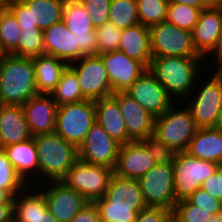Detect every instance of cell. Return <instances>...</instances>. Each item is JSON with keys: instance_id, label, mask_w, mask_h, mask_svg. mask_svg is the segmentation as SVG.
Listing matches in <instances>:
<instances>
[{"instance_id": "6da1fadb", "label": "cell", "mask_w": 222, "mask_h": 222, "mask_svg": "<svg viewBox=\"0 0 222 222\" xmlns=\"http://www.w3.org/2000/svg\"><path fill=\"white\" fill-rule=\"evenodd\" d=\"M101 222H135L137 214L147 207L138 179L112 174L105 195L94 201Z\"/></svg>"}, {"instance_id": "7a4b0ae2", "label": "cell", "mask_w": 222, "mask_h": 222, "mask_svg": "<svg viewBox=\"0 0 222 222\" xmlns=\"http://www.w3.org/2000/svg\"><path fill=\"white\" fill-rule=\"evenodd\" d=\"M202 57H153L149 71L174 101L183 102L192 92L201 74ZM176 98V99H175ZM183 99V100H182Z\"/></svg>"}, {"instance_id": "3957f363", "label": "cell", "mask_w": 222, "mask_h": 222, "mask_svg": "<svg viewBox=\"0 0 222 222\" xmlns=\"http://www.w3.org/2000/svg\"><path fill=\"white\" fill-rule=\"evenodd\" d=\"M37 95L32 57L8 54L0 62V104L22 106Z\"/></svg>"}, {"instance_id": "277c9868", "label": "cell", "mask_w": 222, "mask_h": 222, "mask_svg": "<svg viewBox=\"0 0 222 222\" xmlns=\"http://www.w3.org/2000/svg\"><path fill=\"white\" fill-rule=\"evenodd\" d=\"M33 139L38 154L39 181L41 179L42 183L61 181L79 160L78 147L56 132L37 135Z\"/></svg>"}, {"instance_id": "5b68a950", "label": "cell", "mask_w": 222, "mask_h": 222, "mask_svg": "<svg viewBox=\"0 0 222 222\" xmlns=\"http://www.w3.org/2000/svg\"><path fill=\"white\" fill-rule=\"evenodd\" d=\"M184 103L173 104L166 112L154 119V134L159 141L177 152L186 151L198 127ZM181 108V109H180ZM179 109V110H178Z\"/></svg>"}, {"instance_id": "8992f818", "label": "cell", "mask_w": 222, "mask_h": 222, "mask_svg": "<svg viewBox=\"0 0 222 222\" xmlns=\"http://www.w3.org/2000/svg\"><path fill=\"white\" fill-rule=\"evenodd\" d=\"M210 72L213 74L209 79L208 76L206 77L208 81L201 82V84L196 82L195 93L192 92L190 94L192 97L188 96L184 100V102H188L187 108L198 128L214 127L222 109V73L213 72L211 69ZM196 89H198L197 93Z\"/></svg>"}, {"instance_id": "52a82bcc", "label": "cell", "mask_w": 222, "mask_h": 222, "mask_svg": "<svg viewBox=\"0 0 222 222\" xmlns=\"http://www.w3.org/2000/svg\"><path fill=\"white\" fill-rule=\"evenodd\" d=\"M95 122L94 101L64 104L57 107L55 132L79 148Z\"/></svg>"}, {"instance_id": "ba28073f", "label": "cell", "mask_w": 222, "mask_h": 222, "mask_svg": "<svg viewBox=\"0 0 222 222\" xmlns=\"http://www.w3.org/2000/svg\"><path fill=\"white\" fill-rule=\"evenodd\" d=\"M217 165L214 162L191 156L186 151L177 152L172 163L176 201L190 197L206 179L216 172Z\"/></svg>"}, {"instance_id": "9c48e42d", "label": "cell", "mask_w": 222, "mask_h": 222, "mask_svg": "<svg viewBox=\"0 0 222 222\" xmlns=\"http://www.w3.org/2000/svg\"><path fill=\"white\" fill-rule=\"evenodd\" d=\"M153 57H201L194 45L192 33L163 21L149 27Z\"/></svg>"}, {"instance_id": "30bf717a", "label": "cell", "mask_w": 222, "mask_h": 222, "mask_svg": "<svg viewBox=\"0 0 222 222\" xmlns=\"http://www.w3.org/2000/svg\"><path fill=\"white\" fill-rule=\"evenodd\" d=\"M112 174L109 167L78 160L61 181L94 202L105 195Z\"/></svg>"}, {"instance_id": "8fae6325", "label": "cell", "mask_w": 222, "mask_h": 222, "mask_svg": "<svg viewBox=\"0 0 222 222\" xmlns=\"http://www.w3.org/2000/svg\"><path fill=\"white\" fill-rule=\"evenodd\" d=\"M145 204L173 211L176 204L172 163L155 165L138 179Z\"/></svg>"}, {"instance_id": "7c38bea8", "label": "cell", "mask_w": 222, "mask_h": 222, "mask_svg": "<svg viewBox=\"0 0 222 222\" xmlns=\"http://www.w3.org/2000/svg\"><path fill=\"white\" fill-rule=\"evenodd\" d=\"M69 66L76 72L81 91L87 100L96 101L114 94L100 55L83 56Z\"/></svg>"}, {"instance_id": "4fadbf2b", "label": "cell", "mask_w": 222, "mask_h": 222, "mask_svg": "<svg viewBox=\"0 0 222 222\" xmlns=\"http://www.w3.org/2000/svg\"><path fill=\"white\" fill-rule=\"evenodd\" d=\"M43 184L39 182L37 187L43 192L48 210L57 222H70L90 202L62 181H46Z\"/></svg>"}, {"instance_id": "5bb4252c", "label": "cell", "mask_w": 222, "mask_h": 222, "mask_svg": "<svg viewBox=\"0 0 222 222\" xmlns=\"http://www.w3.org/2000/svg\"><path fill=\"white\" fill-rule=\"evenodd\" d=\"M91 15L79 0H66L62 21L77 39V45L83 56H97V34Z\"/></svg>"}, {"instance_id": "9a60e30c", "label": "cell", "mask_w": 222, "mask_h": 222, "mask_svg": "<svg viewBox=\"0 0 222 222\" xmlns=\"http://www.w3.org/2000/svg\"><path fill=\"white\" fill-rule=\"evenodd\" d=\"M124 92L155 118L176 103L149 69H146Z\"/></svg>"}, {"instance_id": "2e32d148", "label": "cell", "mask_w": 222, "mask_h": 222, "mask_svg": "<svg viewBox=\"0 0 222 222\" xmlns=\"http://www.w3.org/2000/svg\"><path fill=\"white\" fill-rule=\"evenodd\" d=\"M121 144L111 138L95 122L87 133L85 141L78 148L79 160L114 169Z\"/></svg>"}, {"instance_id": "e0dca14e", "label": "cell", "mask_w": 222, "mask_h": 222, "mask_svg": "<svg viewBox=\"0 0 222 222\" xmlns=\"http://www.w3.org/2000/svg\"><path fill=\"white\" fill-rule=\"evenodd\" d=\"M118 106L127 129L128 143L142 141L154 134V119L146 109L125 92H115L112 95Z\"/></svg>"}, {"instance_id": "ac0fdd59", "label": "cell", "mask_w": 222, "mask_h": 222, "mask_svg": "<svg viewBox=\"0 0 222 222\" xmlns=\"http://www.w3.org/2000/svg\"><path fill=\"white\" fill-rule=\"evenodd\" d=\"M107 70L113 93L126 91L147 69L141 62L120 50L100 54Z\"/></svg>"}, {"instance_id": "d6986e66", "label": "cell", "mask_w": 222, "mask_h": 222, "mask_svg": "<svg viewBox=\"0 0 222 222\" xmlns=\"http://www.w3.org/2000/svg\"><path fill=\"white\" fill-rule=\"evenodd\" d=\"M157 165L142 141H131L119 148L113 174L130 179H139Z\"/></svg>"}, {"instance_id": "ffe728a7", "label": "cell", "mask_w": 222, "mask_h": 222, "mask_svg": "<svg viewBox=\"0 0 222 222\" xmlns=\"http://www.w3.org/2000/svg\"><path fill=\"white\" fill-rule=\"evenodd\" d=\"M34 188L35 185H27L14 196L13 222H57L48 210L43 192Z\"/></svg>"}, {"instance_id": "44dd1931", "label": "cell", "mask_w": 222, "mask_h": 222, "mask_svg": "<svg viewBox=\"0 0 222 222\" xmlns=\"http://www.w3.org/2000/svg\"><path fill=\"white\" fill-rule=\"evenodd\" d=\"M22 107L32 137L55 132L58 105L50 95L38 94Z\"/></svg>"}, {"instance_id": "7402d4cb", "label": "cell", "mask_w": 222, "mask_h": 222, "mask_svg": "<svg viewBox=\"0 0 222 222\" xmlns=\"http://www.w3.org/2000/svg\"><path fill=\"white\" fill-rule=\"evenodd\" d=\"M222 32V8L203 9L199 20L191 31L193 45L197 53L206 58L215 49ZM209 54V55H208Z\"/></svg>"}, {"instance_id": "603a6c76", "label": "cell", "mask_w": 222, "mask_h": 222, "mask_svg": "<svg viewBox=\"0 0 222 222\" xmlns=\"http://www.w3.org/2000/svg\"><path fill=\"white\" fill-rule=\"evenodd\" d=\"M43 42L44 54L62 59L68 64L82 57L76 36L65 27L62 20L43 30Z\"/></svg>"}, {"instance_id": "cb8c5ba5", "label": "cell", "mask_w": 222, "mask_h": 222, "mask_svg": "<svg viewBox=\"0 0 222 222\" xmlns=\"http://www.w3.org/2000/svg\"><path fill=\"white\" fill-rule=\"evenodd\" d=\"M2 149L7 155V158L11 162L12 166L15 168L17 174L27 185H30V183L33 182L32 185L34 186L35 182L36 184L38 183L39 163L33 137L24 142L8 145ZM34 180L36 181L34 182Z\"/></svg>"}, {"instance_id": "d4e9b609", "label": "cell", "mask_w": 222, "mask_h": 222, "mask_svg": "<svg viewBox=\"0 0 222 222\" xmlns=\"http://www.w3.org/2000/svg\"><path fill=\"white\" fill-rule=\"evenodd\" d=\"M32 138L24 109L18 105L0 104V142L2 148Z\"/></svg>"}, {"instance_id": "484cf974", "label": "cell", "mask_w": 222, "mask_h": 222, "mask_svg": "<svg viewBox=\"0 0 222 222\" xmlns=\"http://www.w3.org/2000/svg\"><path fill=\"white\" fill-rule=\"evenodd\" d=\"M96 122L118 143H128L127 129L117 100L111 95L94 101Z\"/></svg>"}, {"instance_id": "4316f807", "label": "cell", "mask_w": 222, "mask_h": 222, "mask_svg": "<svg viewBox=\"0 0 222 222\" xmlns=\"http://www.w3.org/2000/svg\"><path fill=\"white\" fill-rule=\"evenodd\" d=\"M118 50L138 60L148 69L153 58L149 27L139 23L122 29Z\"/></svg>"}, {"instance_id": "83f0119b", "label": "cell", "mask_w": 222, "mask_h": 222, "mask_svg": "<svg viewBox=\"0 0 222 222\" xmlns=\"http://www.w3.org/2000/svg\"><path fill=\"white\" fill-rule=\"evenodd\" d=\"M186 152L198 159L219 164L222 162V132L213 127L198 128Z\"/></svg>"}, {"instance_id": "f1b7e54d", "label": "cell", "mask_w": 222, "mask_h": 222, "mask_svg": "<svg viewBox=\"0 0 222 222\" xmlns=\"http://www.w3.org/2000/svg\"><path fill=\"white\" fill-rule=\"evenodd\" d=\"M38 94L50 95L69 65L62 59L42 54L32 57Z\"/></svg>"}, {"instance_id": "f546056e", "label": "cell", "mask_w": 222, "mask_h": 222, "mask_svg": "<svg viewBox=\"0 0 222 222\" xmlns=\"http://www.w3.org/2000/svg\"><path fill=\"white\" fill-rule=\"evenodd\" d=\"M30 9L31 22L45 30L62 20L66 0H21Z\"/></svg>"}, {"instance_id": "4dcf8cb0", "label": "cell", "mask_w": 222, "mask_h": 222, "mask_svg": "<svg viewBox=\"0 0 222 222\" xmlns=\"http://www.w3.org/2000/svg\"><path fill=\"white\" fill-rule=\"evenodd\" d=\"M50 96L58 106L86 100L81 91L76 72L69 65L63 71Z\"/></svg>"}, {"instance_id": "1f68e13d", "label": "cell", "mask_w": 222, "mask_h": 222, "mask_svg": "<svg viewBox=\"0 0 222 222\" xmlns=\"http://www.w3.org/2000/svg\"><path fill=\"white\" fill-rule=\"evenodd\" d=\"M109 22L120 29L139 24L136 0H111Z\"/></svg>"}, {"instance_id": "d6a6232c", "label": "cell", "mask_w": 222, "mask_h": 222, "mask_svg": "<svg viewBox=\"0 0 222 222\" xmlns=\"http://www.w3.org/2000/svg\"><path fill=\"white\" fill-rule=\"evenodd\" d=\"M203 9L187 4L168 3L166 21L187 31H192Z\"/></svg>"}, {"instance_id": "836d02e7", "label": "cell", "mask_w": 222, "mask_h": 222, "mask_svg": "<svg viewBox=\"0 0 222 222\" xmlns=\"http://www.w3.org/2000/svg\"><path fill=\"white\" fill-rule=\"evenodd\" d=\"M18 46L10 53L18 57H35L44 54L43 30L21 29Z\"/></svg>"}, {"instance_id": "e575fe53", "label": "cell", "mask_w": 222, "mask_h": 222, "mask_svg": "<svg viewBox=\"0 0 222 222\" xmlns=\"http://www.w3.org/2000/svg\"><path fill=\"white\" fill-rule=\"evenodd\" d=\"M20 32L17 19L4 5L0 9V42L7 54H10L18 46Z\"/></svg>"}, {"instance_id": "d590c367", "label": "cell", "mask_w": 222, "mask_h": 222, "mask_svg": "<svg viewBox=\"0 0 222 222\" xmlns=\"http://www.w3.org/2000/svg\"><path fill=\"white\" fill-rule=\"evenodd\" d=\"M140 24L151 27L166 21L168 0H136Z\"/></svg>"}, {"instance_id": "8d00e7d4", "label": "cell", "mask_w": 222, "mask_h": 222, "mask_svg": "<svg viewBox=\"0 0 222 222\" xmlns=\"http://www.w3.org/2000/svg\"><path fill=\"white\" fill-rule=\"evenodd\" d=\"M26 186L27 184L17 174L15 168L2 149L0 151V188L8 189L15 196Z\"/></svg>"}, {"instance_id": "74e56055", "label": "cell", "mask_w": 222, "mask_h": 222, "mask_svg": "<svg viewBox=\"0 0 222 222\" xmlns=\"http://www.w3.org/2000/svg\"><path fill=\"white\" fill-rule=\"evenodd\" d=\"M172 216L177 222H208L213 216V211H205L183 199L176 202Z\"/></svg>"}, {"instance_id": "f35d334b", "label": "cell", "mask_w": 222, "mask_h": 222, "mask_svg": "<svg viewBox=\"0 0 222 222\" xmlns=\"http://www.w3.org/2000/svg\"><path fill=\"white\" fill-rule=\"evenodd\" d=\"M98 55L119 49L122 29L109 21L96 29Z\"/></svg>"}, {"instance_id": "ab89813d", "label": "cell", "mask_w": 222, "mask_h": 222, "mask_svg": "<svg viewBox=\"0 0 222 222\" xmlns=\"http://www.w3.org/2000/svg\"><path fill=\"white\" fill-rule=\"evenodd\" d=\"M142 142L146 145L157 165L173 163L177 151H175L172 147L167 146L162 141H159L153 135L143 139Z\"/></svg>"}, {"instance_id": "60d3db41", "label": "cell", "mask_w": 222, "mask_h": 222, "mask_svg": "<svg viewBox=\"0 0 222 222\" xmlns=\"http://www.w3.org/2000/svg\"><path fill=\"white\" fill-rule=\"evenodd\" d=\"M91 15L95 29L109 21L111 0H79Z\"/></svg>"}, {"instance_id": "b9f144b4", "label": "cell", "mask_w": 222, "mask_h": 222, "mask_svg": "<svg viewBox=\"0 0 222 222\" xmlns=\"http://www.w3.org/2000/svg\"><path fill=\"white\" fill-rule=\"evenodd\" d=\"M187 200L205 211H213V215L222 213V200L213 197L201 188L197 189Z\"/></svg>"}, {"instance_id": "7bdbcfd3", "label": "cell", "mask_w": 222, "mask_h": 222, "mask_svg": "<svg viewBox=\"0 0 222 222\" xmlns=\"http://www.w3.org/2000/svg\"><path fill=\"white\" fill-rule=\"evenodd\" d=\"M4 5L13 13L20 29L38 28L37 23L31 22L30 9L21 0H5Z\"/></svg>"}, {"instance_id": "ee69618b", "label": "cell", "mask_w": 222, "mask_h": 222, "mask_svg": "<svg viewBox=\"0 0 222 222\" xmlns=\"http://www.w3.org/2000/svg\"><path fill=\"white\" fill-rule=\"evenodd\" d=\"M172 216L169 209L162 207H146L136 216L135 222H165Z\"/></svg>"}, {"instance_id": "f6af8a7d", "label": "cell", "mask_w": 222, "mask_h": 222, "mask_svg": "<svg viewBox=\"0 0 222 222\" xmlns=\"http://www.w3.org/2000/svg\"><path fill=\"white\" fill-rule=\"evenodd\" d=\"M200 188L222 200V162L217 165L216 172L206 179Z\"/></svg>"}, {"instance_id": "bcb514c9", "label": "cell", "mask_w": 222, "mask_h": 222, "mask_svg": "<svg viewBox=\"0 0 222 222\" xmlns=\"http://www.w3.org/2000/svg\"><path fill=\"white\" fill-rule=\"evenodd\" d=\"M70 222H101L96 204L94 202L86 204Z\"/></svg>"}, {"instance_id": "7dc6e473", "label": "cell", "mask_w": 222, "mask_h": 222, "mask_svg": "<svg viewBox=\"0 0 222 222\" xmlns=\"http://www.w3.org/2000/svg\"><path fill=\"white\" fill-rule=\"evenodd\" d=\"M211 54L215 55L213 59H215L214 62L217 64L214 71L221 72L222 71V32L220 33L217 45Z\"/></svg>"}, {"instance_id": "c3c4849f", "label": "cell", "mask_w": 222, "mask_h": 222, "mask_svg": "<svg viewBox=\"0 0 222 222\" xmlns=\"http://www.w3.org/2000/svg\"><path fill=\"white\" fill-rule=\"evenodd\" d=\"M0 222H13V204H0Z\"/></svg>"}, {"instance_id": "681fc988", "label": "cell", "mask_w": 222, "mask_h": 222, "mask_svg": "<svg viewBox=\"0 0 222 222\" xmlns=\"http://www.w3.org/2000/svg\"><path fill=\"white\" fill-rule=\"evenodd\" d=\"M169 3L187 4L198 8H209L204 0H168Z\"/></svg>"}, {"instance_id": "f907efd6", "label": "cell", "mask_w": 222, "mask_h": 222, "mask_svg": "<svg viewBox=\"0 0 222 222\" xmlns=\"http://www.w3.org/2000/svg\"><path fill=\"white\" fill-rule=\"evenodd\" d=\"M14 195L4 188H0V204H13Z\"/></svg>"}, {"instance_id": "816d5d0a", "label": "cell", "mask_w": 222, "mask_h": 222, "mask_svg": "<svg viewBox=\"0 0 222 222\" xmlns=\"http://www.w3.org/2000/svg\"><path fill=\"white\" fill-rule=\"evenodd\" d=\"M208 7L222 8V0H204Z\"/></svg>"}, {"instance_id": "f5cc1de1", "label": "cell", "mask_w": 222, "mask_h": 222, "mask_svg": "<svg viewBox=\"0 0 222 222\" xmlns=\"http://www.w3.org/2000/svg\"><path fill=\"white\" fill-rule=\"evenodd\" d=\"M213 128L222 132V109L220 110V113L218 114L216 123Z\"/></svg>"}, {"instance_id": "db71d44e", "label": "cell", "mask_w": 222, "mask_h": 222, "mask_svg": "<svg viewBox=\"0 0 222 222\" xmlns=\"http://www.w3.org/2000/svg\"><path fill=\"white\" fill-rule=\"evenodd\" d=\"M208 222H222V213L213 215Z\"/></svg>"}, {"instance_id": "11a10c76", "label": "cell", "mask_w": 222, "mask_h": 222, "mask_svg": "<svg viewBox=\"0 0 222 222\" xmlns=\"http://www.w3.org/2000/svg\"><path fill=\"white\" fill-rule=\"evenodd\" d=\"M7 52L3 49L1 42H0V62L7 56Z\"/></svg>"}, {"instance_id": "9f6ffc18", "label": "cell", "mask_w": 222, "mask_h": 222, "mask_svg": "<svg viewBox=\"0 0 222 222\" xmlns=\"http://www.w3.org/2000/svg\"><path fill=\"white\" fill-rule=\"evenodd\" d=\"M165 222H177L176 221V219L173 217V216H171L167 221H165Z\"/></svg>"}, {"instance_id": "6f0895ef", "label": "cell", "mask_w": 222, "mask_h": 222, "mask_svg": "<svg viewBox=\"0 0 222 222\" xmlns=\"http://www.w3.org/2000/svg\"><path fill=\"white\" fill-rule=\"evenodd\" d=\"M5 0H0V9L4 6Z\"/></svg>"}]
</instances>
